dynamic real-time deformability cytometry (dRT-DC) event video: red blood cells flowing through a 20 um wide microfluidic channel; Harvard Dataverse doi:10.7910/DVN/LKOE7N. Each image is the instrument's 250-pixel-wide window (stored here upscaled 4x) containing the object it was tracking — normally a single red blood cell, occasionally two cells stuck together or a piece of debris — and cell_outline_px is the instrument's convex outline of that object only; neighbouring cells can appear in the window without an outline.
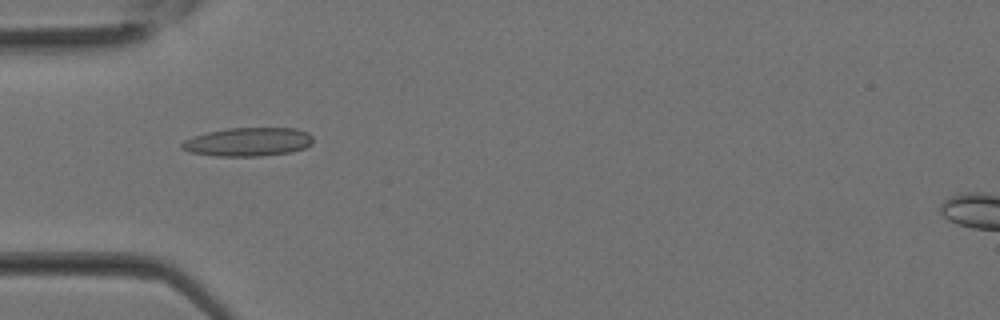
{"species": "Egyptian fruit bat (a non-hibernating species)", "species_latin": "Rousettus aegyptiacus", "temperature_condition": "room temperature", "stored_images_in_passage": 12, "camera_frame_rate_fps": 3000, "um_per_image_px": 0.085, "animal": {"sex": "female"}, "frame": {"image": 1, "passage_image": 1, "time_ms": 0.0, "image_size_px": [1000, 320], "cell_outline_px": [[312, 144], [304, 148], [292, 152], [260, 156], [216, 156], [188, 152], [180, 148], [180, 144], [184, 140], [192, 136], [208, 132], [228, 128], [296, 128], [308, 132], [312, 136]], "centroid_in_image_um": [21.07, 12.06], "position_along_channel_um": 63.9, "area_um2": 22.08}}
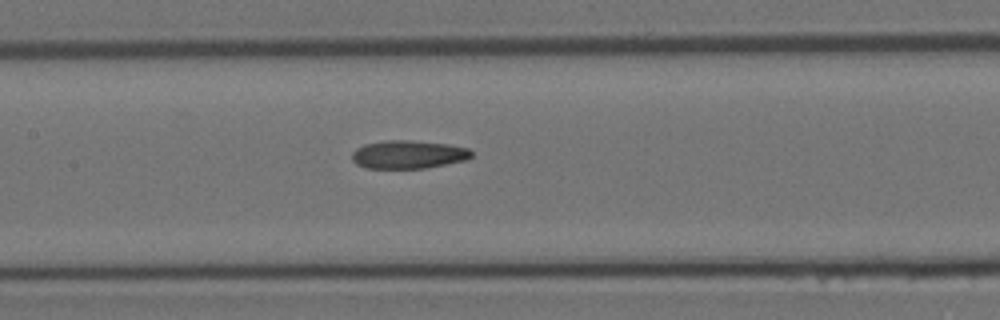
{"frame": {"image": 2, "passage_image": 6, "time_ms": 1.667, "image_size_px": [1000, 320], "cell_outline_px": [[472, 156], [468, 160], [424, 168], [364, 168], [356, 164], [352, 160], [352, 152], [356, 148], [364, 144], [388, 140], [408, 140], [448, 144], [468, 148], [472, 152]], "centroid_in_image_um": [34.7, 13.13], "position_along_channel_um": 172.7, "area_um2": 19.71}}
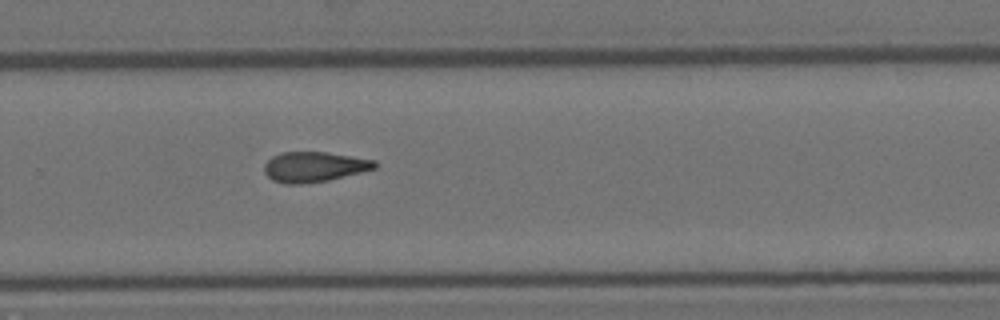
{"frame": {"image": 3, "passage_image": 12, "time_ms": 3.667, "image_size_px": [1000, 320], "cell_outline_px": [[376, 168], [328, 180], [300, 184], [284, 184], [272, 180], [264, 172], [264, 164], [272, 156], [280, 152], [324, 152], [376, 160]], "centroid_in_image_um": [26.66, 14.18], "position_along_channel_um": 303.1, "area_um2": 19.31}}